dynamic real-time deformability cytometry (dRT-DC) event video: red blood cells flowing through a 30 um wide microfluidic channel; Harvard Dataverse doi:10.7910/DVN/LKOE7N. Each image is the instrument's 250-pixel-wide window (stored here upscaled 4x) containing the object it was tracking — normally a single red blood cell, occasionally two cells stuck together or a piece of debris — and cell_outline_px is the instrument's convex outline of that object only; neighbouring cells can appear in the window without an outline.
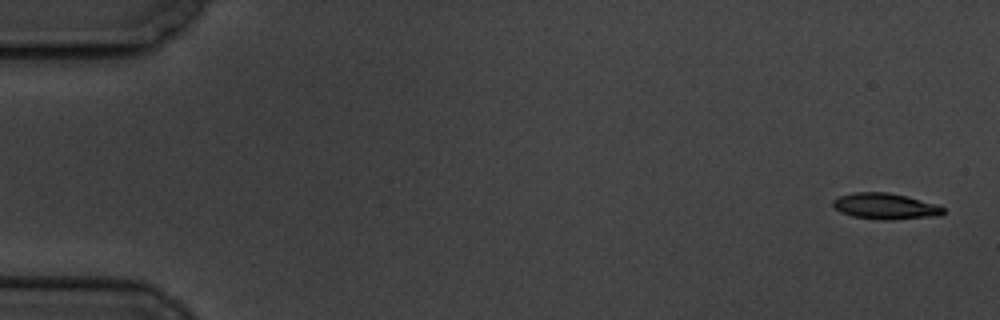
{"species": "common noctule bat (a hibernating species)", "species_latin": "Nyctalus noctula", "temperature_condition": "cold", "stored_images_in_passage": 10, "camera_frame_rate_fps": 3000, "um_per_image_px": 0.085, "animal": {"sex": "male", "body_mass_g": 19.5, "forearm_length_mm": 54.6}, "frame": {"image": 1, "passage_image": 1, "time_ms": 0.0, "image_size_px": [1000, 320], "cell_outline_px": [[944, 212], [940, 216], [892, 220], [880, 220], [852, 216], [840, 212], [832, 204], [832, 200], [840, 196], [852, 192], [888, 192], [908, 196], [936, 204], [944, 208]], "centroid_in_image_um": [75.26, 17.53], "position_along_channel_um": 9.7, "area_um2": 16.94}}
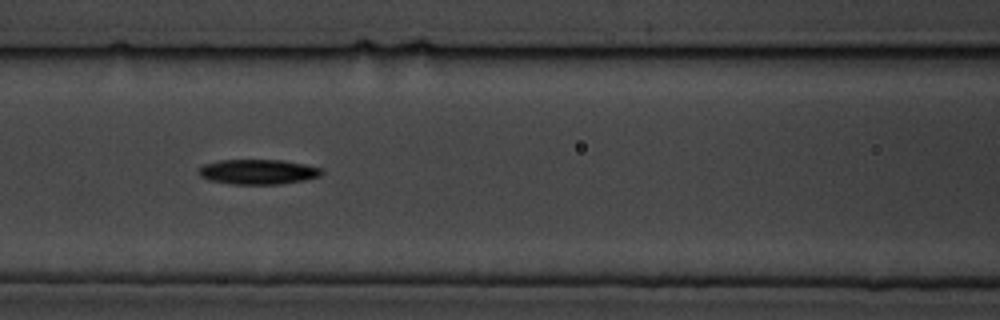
{"frame": {"image": 2, "passage_image": 7, "time_ms": 8.0, "image_size_px": [1000, 320], "cell_outline_px": [[324, 172], [320, 176], [304, 180], [280, 184], [232, 184], [208, 180], [200, 176], [196, 168], [204, 164], [220, 160], [284, 160], [324, 168]], "centroid_in_image_um": [21.93, 14.6], "position_along_channel_um": 144.7, "area_um2": 18.09}}
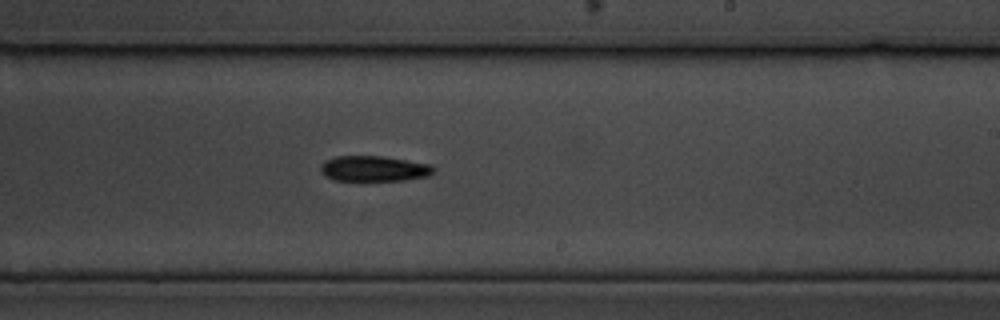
{"frame": {"image": 3, "passage_image": 10, "time_ms": 11.333, "image_size_px": [1000, 320], "cell_outline_px": [[436, 168], [428, 176], [404, 180], [336, 180], [324, 176], [320, 172], [320, 164], [324, 160], [336, 156], [384, 156], [432, 164]], "centroid_in_image_um": [31.77, 14.32], "position_along_channel_um": 257.2, "area_um2": 16.94}}